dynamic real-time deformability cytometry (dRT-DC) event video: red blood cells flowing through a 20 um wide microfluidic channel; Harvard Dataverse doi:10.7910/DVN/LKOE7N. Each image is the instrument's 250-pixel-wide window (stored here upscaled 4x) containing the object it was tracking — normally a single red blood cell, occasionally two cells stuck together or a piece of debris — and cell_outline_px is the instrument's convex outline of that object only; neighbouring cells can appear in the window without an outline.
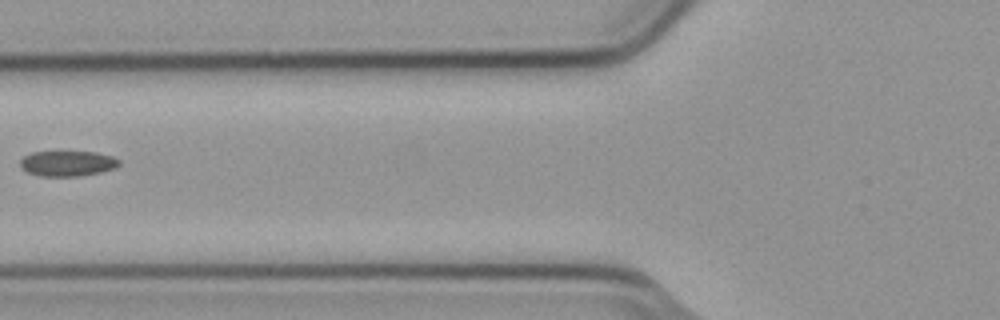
{"species": "common noctule bat (a hibernating species)", "species_latin": "Nyctalus noctula", "temperature_condition": "cold", "stored_images_in_passage": 7, "camera_frame_rate_fps": 3000, "um_per_image_px": 0.085, "animal": {"sex": "male", "body_mass_g": 23.1, "forearm_length_mm": 52.7}, "frame": {"image": 1, "passage_image": 6, "time_ms": 1.667, "image_size_px": [1000, 320], "cell_outline_px": [[120, 164], [116, 168], [100, 172], [76, 176], [40, 176], [28, 172], [20, 168], [20, 160], [24, 156], [32, 152], [96, 152], [112, 156], [120, 160]], "centroid_in_image_um": [5.73, 13.89], "position_along_channel_um": 120.1, "area_um2": 14.62}}
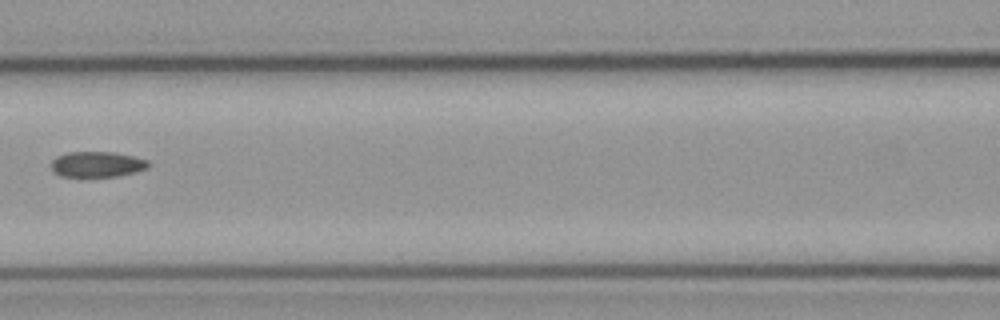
{"frame": {"image": 2, "passage_image": 7, "time_ms": 2.0, "image_size_px": [1000, 320], "cell_outline_px": [[148, 168], [116, 176], [60, 176], [52, 168], [52, 160], [56, 156], [68, 152], [112, 152], [132, 156], [148, 160]], "centroid_in_image_um": [8.23, 13.95], "position_along_channel_um": 158.4, "area_um2": 14.16}}